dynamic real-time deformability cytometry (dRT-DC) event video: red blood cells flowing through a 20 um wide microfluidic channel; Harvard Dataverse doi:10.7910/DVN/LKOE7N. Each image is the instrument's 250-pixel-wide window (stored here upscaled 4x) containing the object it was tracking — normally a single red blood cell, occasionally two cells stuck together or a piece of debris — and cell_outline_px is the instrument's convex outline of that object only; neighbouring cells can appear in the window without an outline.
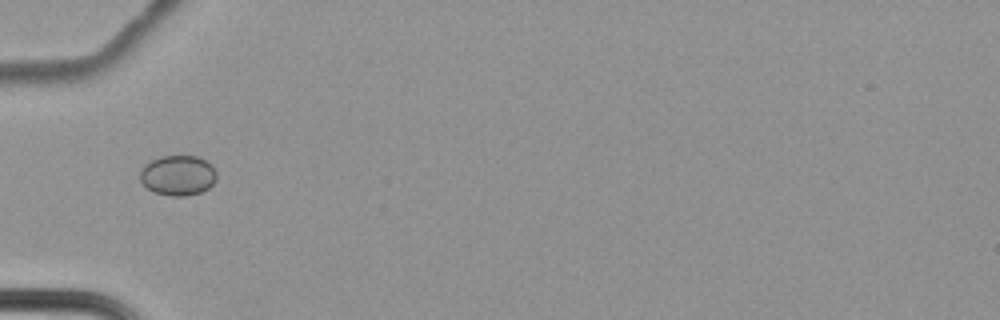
{"species": "common noctule bat (a hibernating species)", "species_latin": "Nyctalus noctula", "temperature_condition": "cold", "stored_images_in_passage": 25, "camera_frame_rate_fps": 3000, "um_per_image_px": 0.085, "animal": {"sex": "female", "body_mass_g": 22.7, "forearm_length_mm": 54.2}, "frame": {"image": 1, "passage_image": 1, "time_ms": 0.0, "image_size_px": [1000, 320], "cell_outline_px": [[216, 180], [208, 188], [200, 192], [184, 196], [172, 196], [156, 192], [148, 188], [140, 180], [140, 168], [144, 164], [160, 156], [196, 156], [212, 164], [216, 172]], "centroid_in_image_um": [15.12, 14.89], "position_along_channel_um": 69.9, "area_um2": 17.86}}